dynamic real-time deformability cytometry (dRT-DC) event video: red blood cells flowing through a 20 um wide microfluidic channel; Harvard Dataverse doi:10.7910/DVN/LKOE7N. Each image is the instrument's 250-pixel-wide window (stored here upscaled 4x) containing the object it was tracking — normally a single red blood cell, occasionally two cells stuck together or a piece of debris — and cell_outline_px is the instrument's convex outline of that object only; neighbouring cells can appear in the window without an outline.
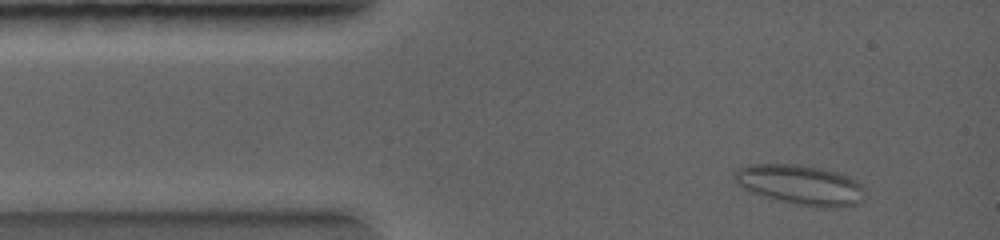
{"species": "common noctule bat (a hibernating species)", "species_latin": "Nyctalus noctula", "temperature_condition": "warm", "stored_images_in_passage": 3, "camera_frame_rate_fps": 5000, "um_per_image_px": 0.085, "animal": {"sex": "female", "body_mass_g": 19.0, "forearm_length_mm": 56.7}, "frame": {"image": 1, "passage_image": 1, "time_ms": 0.0, "image_size_px": [1000, 240], "cell_outline_px": [[860, 188], [844, 204], [808, 204], [788, 200], [756, 192], [740, 184], [736, 180], [736, 172], [740, 168], [748, 164], [796, 164], [820, 168], [836, 172], [848, 176], [856, 180], [860, 184]], "centroid_in_image_um": [67.86, 15.57], "position_along_channel_um": 17.1, "area_um2": 26.76}}
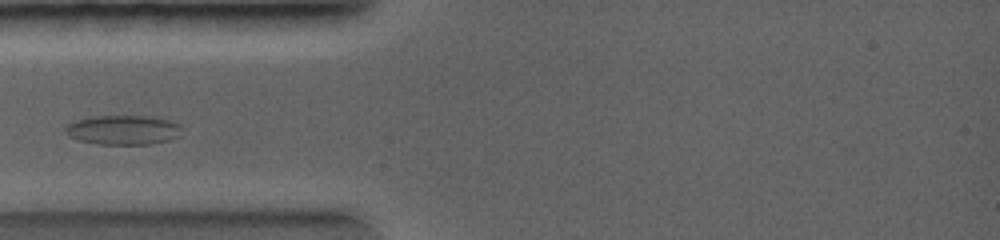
{"frame": {"image": 2, "passage_image": 3, "time_ms": 2.0, "image_size_px": [1000, 240], "cell_outline_px": [[180, 136], [168, 140], [148, 144], [96, 144], [80, 140], [68, 136], [64, 132], [64, 128], [68, 124], [76, 120], [88, 116], [156, 116], [172, 120], [180, 124]], "centroid_in_image_um": [10.47, 11.03], "position_along_channel_um": 74.5, "area_um2": 20.23}}